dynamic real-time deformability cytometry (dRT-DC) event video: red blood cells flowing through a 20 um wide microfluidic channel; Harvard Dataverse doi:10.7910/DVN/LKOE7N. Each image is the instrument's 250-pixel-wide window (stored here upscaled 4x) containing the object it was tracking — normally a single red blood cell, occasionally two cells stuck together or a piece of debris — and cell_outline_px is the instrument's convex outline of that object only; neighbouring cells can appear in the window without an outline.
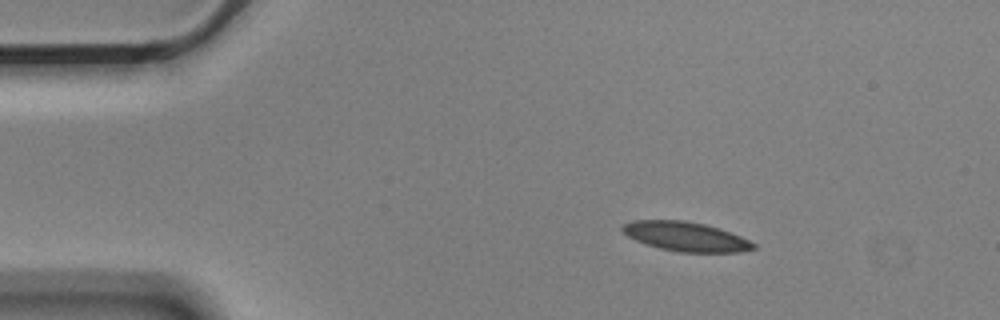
{"species": "Egyptian fruit bat (a non-hibernating species)", "species_latin": "Rousettus aegyptiacus", "temperature_condition": "cold", "stored_images_in_passage": 3, "camera_frame_rate_fps": 3000, "um_per_image_px": 0.085, "animal": {"sex": "male"}, "frame": {"image": 1, "passage_image": 2, "time_ms": 0.333, "image_size_px": [1000, 320], "cell_outline_px": [[756, 248], [740, 252], [676, 252], [660, 248], [636, 240], [628, 236], [620, 228], [624, 224], [632, 220], [684, 220], [704, 224], [720, 228], [740, 236], [756, 244]], "centroid_in_image_um": [58.3, 20.1], "position_along_channel_um": 26.7, "area_um2": 22.31}}